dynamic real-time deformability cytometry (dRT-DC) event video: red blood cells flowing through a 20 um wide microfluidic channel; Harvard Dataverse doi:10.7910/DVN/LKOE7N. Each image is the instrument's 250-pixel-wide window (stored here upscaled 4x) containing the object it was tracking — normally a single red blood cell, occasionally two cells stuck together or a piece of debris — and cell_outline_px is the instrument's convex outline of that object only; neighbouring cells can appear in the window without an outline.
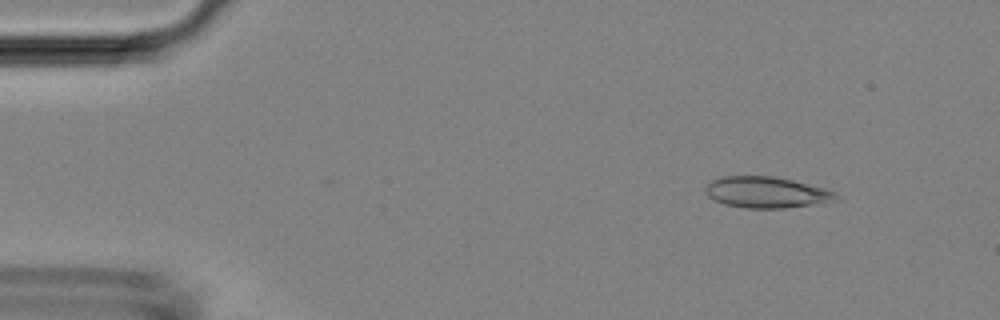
{"species": "Egyptian fruit bat (a non-hibernating species)", "species_latin": "Rousettus aegyptiacus", "temperature_condition": "room temperature", "stored_images_in_passage": 47, "camera_frame_rate_fps": 3000, "um_per_image_px": 0.085, "animal": {"sex": "female"}, "frame": {"image": 1, "passage_image": 5, "time_ms": 1.333, "image_size_px": [1000, 320], "cell_outline_px": [[840, 196], [836, 200], [812, 204], [784, 208], [744, 208], [724, 204], [708, 196], [704, 192], [704, 188], [712, 180], [720, 176], [772, 176], [792, 180], [824, 188], [836, 192]], "centroid_in_image_um": [65.12, 16.34], "position_along_channel_um": 19.9, "area_um2": 23.64}}
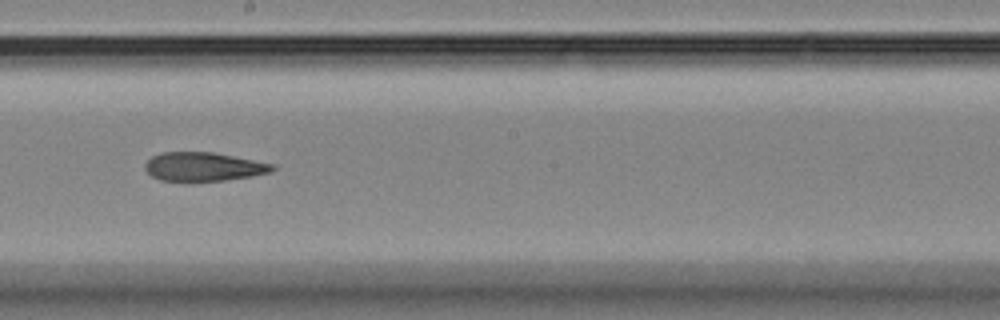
{"frame": {"image": 2, "passage_image": 26, "time_ms": 8.333, "image_size_px": [1000, 320], "cell_outline_px": [[276, 168], [272, 172], [252, 176], [224, 180], [192, 184], [160, 180], [152, 176], [144, 168], [144, 164], [152, 156], [160, 152], [216, 152], [276, 164]], "centroid_in_image_um": [17.3, 14.2], "position_along_channel_um": 230.9, "area_um2": 22.31}}
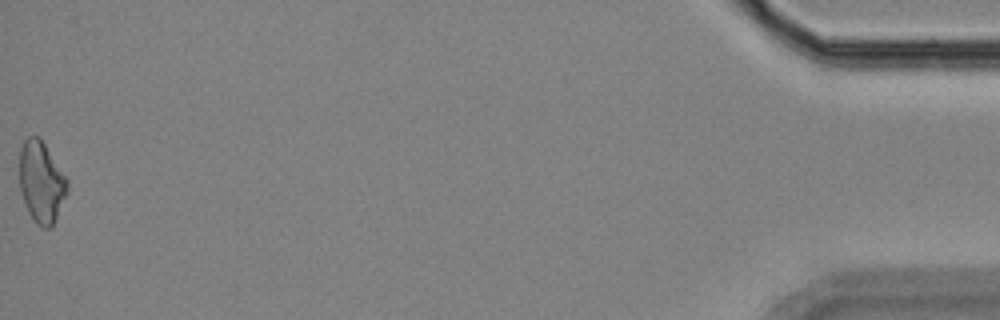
{"frame": {"image": 3, "passage_image": 47, "time_ms": 15.333, "image_size_px": [1000, 320], "cell_outline_px": [[68, 192], [52, 228], [40, 228], [36, 224], [28, 212], [20, 192], [20, 148], [24, 140], [28, 136], [40, 136], [68, 180]], "centroid_in_image_um": [3.52, 15.49], "position_along_channel_um": 431.7, "area_um2": 22.95}}